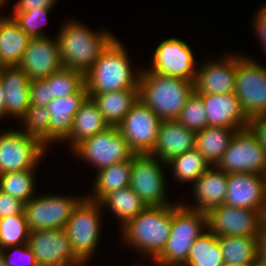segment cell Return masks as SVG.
Wrapping results in <instances>:
<instances>
[{"label": "cell", "mask_w": 266, "mask_h": 266, "mask_svg": "<svg viewBox=\"0 0 266 266\" xmlns=\"http://www.w3.org/2000/svg\"><path fill=\"white\" fill-rule=\"evenodd\" d=\"M8 0H0V8H2V6H5V3L7 4Z\"/></svg>", "instance_id": "cell-50"}, {"label": "cell", "mask_w": 266, "mask_h": 266, "mask_svg": "<svg viewBox=\"0 0 266 266\" xmlns=\"http://www.w3.org/2000/svg\"><path fill=\"white\" fill-rule=\"evenodd\" d=\"M224 204L235 208L266 210V174H228Z\"/></svg>", "instance_id": "cell-18"}, {"label": "cell", "mask_w": 266, "mask_h": 266, "mask_svg": "<svg viewBox=\"0 0 266 266\" xmlns=\"http://www.w3.org/2000/svg\"><path fill=\"white\" fill-rule=\"evenodd\" d=\"M88 97L84 84L76 93L60 98H54L46 109L50 113V144L62 142L71 132L73 118L81 104Z\"/></svg>", "instance_id": "cell-24"}, {"label": "cell", "mask_w": 266, "mask_h": 266, "mask_svg": "<svg viewBox=\"0 0 266 266\" xmlns=\"http://www.w3.org/2000/svg\"><path fill=\"white\" fill-rule=\"evenodd\" d=\"M193 92L194 81L163 76L141 69L139 99L162 121L177 120Z\"/></svg>", "instance_id": "cell-4"}, {"label": "cell", "mask_w": 266, "mask_h": 266, "mask_svg": "<svg viewBox=\"0 0 266 266\" xmlns=\"http://www.w3.org/2000/svg\"><path fill=\"white\" fill-rule=\"evenodd\" d=\"M47 149L20 129L0 131V174L35 170Z\"/></svg>", "instance_id": "cell-11"}, {"label": "cell", "mask_w": 266, "mask_h": 266, "mask_svg": "<svg viewBox=\"0 0 266 266\" xmlns=\"http://www.w3.org/2000/svg\"><path fill=\"white\" fill-rule=\"evenodd\" d=\"M252 22L255 29L254 31H256L255 33L260 39V44H262V48L266 52V3L258 9Z\"/></svg>", "instance_id": "cell-43"}, {"label": "cell", "mask_w": 266, "mask_h": 266, "mask_svg": "<svg viewBox=\"0 0 266 266\" xmlns=\"http://www.w3.org/2000/svg\"><path fill=\"white\" fill-rule=\"evenodd\" d=\"M24 202L0 190V219L24 212Z\"/></svg>", "instance_id": "cell-42"}, {"label": "cell", "mask_w": 266, "mask_h": 266, "mask_svg": "<svg viewBox=\"0 0 266 266\" xmlns=\"http://www.w3.org/2000/svg\"><path fill=\"white\" fill-rule=\"evenodd\" d=\"M32 80L45 79L63 68L57 37L31 38L18 64Z\"/></svg>", "instance_id": "cell-17"}, {"label": "cell", "mask_w": 266, "mask_h": 266, "mask_svg": "<svg viewBox=\"0 0 266 266\" xmlns=\"http://www.w3.org/2000/svg\"><path fill=\"white\" fill-rule=\"evenodd\" d=\"M261 236L218 237L225 262L250 266L258 260V245Z\"/></svg>", "instance_id": "cell-30"}, {"label": "cell", "mask_w": 266, "mask_h": 266, "mask_svg": "<svg viewBox=\"0 0 266 266\" xmlns=\"http://www.w3.org/2000/svg\"><path fill=\"white\" fill-rule=\"evenodd\" d=\"M213 60L209 62L207 60L197 69L194 92L196 94L233 93L236 82L237 55H227L225 58Z\"/></svg>", "instance_id": "cell-19"}, {"label": "cell", "mask_w": 266, "mask_h": 266, "mask_svg": "<svg viewBox=\"0 0 266 266\" xmlns=\"http://www.w3.org/2000/svg\"><path fill=\"white\" fill-rule=\"evenodd\" d=\"M177 121L185 128L199 132L208 126L207 112L202 98L195 92L187 99Z\"/></svg>", "instance_id": "cell-38"}, {"label": "cell", "mask_w": 266, "mask_h": 266, "mask_svg": "<svg viewBox=\"0 0 266 266\" xmlns=\"http://www.w3.org/2000/svg\"><path fill=\"white\" fill-rule=\"evenodd\" d=\"M184 204H172L171 233L165 249L153 260L155 264L184 265L192 244L207 230L206 213Z\"/></svg>", "instance_id": "cell-5"}, {"label": "cell", "mask_w": 266, "mask_h": 266, "mask_svg": "<svg viewBox=\"0 0 266 266\" xmlns=\"http://www.w3.org/2000/svg\"><path fill=\"white\" fill-rule=\"evenodd\" d=\"M172 223V204L147 206L121 227V238L143 255L155 260L165 249Z\"/></svg>", "instance_id": "cell-2"}, {"label": "cell", "mask_w": 266, "mask_h": 266, "mask_svg": "<svg viewBox=\"0 0 266 266\" xmlns=\"http://www.w3.org/2000/svg\"><path fill=\"white\" fill-rule=\"evenodd\" d=\"M250 266H265L259 260L253 262Z\"/></svg>", "instance_id": "cell-48"}, {"label": "cell", "mask_w": 266, "mask_h": 266, "mask_svg": "<svg viewBox=\"0 0 266 266\" xmlns=\"http://www.w3.org/2000/svg\"><path fill=\"white\" fill-rule=\"evenodd\" d=\"M11 249L13 250L12 252H7L9 250L11 251ZM13 254L15 257L19 256L17 261L16 258L12 257ZM0 255L7 266H39L36 257L28 244L0 249Z\"/></svg>", "instance_id": "cell-40"}, {"label": "cell", "mask_w": 266, "mask_h": 266, "mask_svg": "<svg viewBox=\"0 0 266 266\" xmlns=\"http://www.w3.org/2000/svg\"><path fill=\"white\" fill-rule=\"evenodd\" d=\"M166 164L173 169L175 180L182 183H193L210 167V164L195 148L172 158Z\"/></svg>", "instance_id": "cell-33"}, {"label": "cell", "mask_w": 266, "mask_h": 266, "mask_svg": "<svg viewBox=\"0 0 266 266\" xmlns=\"http://www.w3.org/2000/svg\"><path fill=\"white\" fill-rule=\"evenodd\" d=\"M152 56L148 72L194 81L197 73L194 53L183 40L174 37L163 40Z\"/></svg>", "instance_id": "cell-15"}, {"label": "cell", "mask_w": 266, "mask_h": 266, "mask_svg": "<svg viewBox=\"0 0 266 266\" xmlns=\"http://www.w3.org/2000/svg\"><path fill=\"white\" fill-rule=\"evenodd\" d=\"M0 79L5 91L6 116L20 120L30 107L31 79L18 66H2Z\"/></svg>", "instance_id": "cell-22"}, {"label": "cell", "mask_w": 266, "mask_h": 266, "mask_svg": "<svg viewBox=\"0 0 266 266\" xmlns=\"http://www.w3.org/2000/svg\"><path fill=\"white\" fill-rule=\"evenodd\" d=\"M108 127L110 126L105 121L97 104L91 97H87L74 115L71 132L63 142L68 141L70 148L73 149L84 139L92 137Z\"/></svg>", "instance_id": "cell-25"}, {"label": "cell", "mask_w": 266, "mask_h": 266, "mask_svg": "<svg viewBox=\"0 0 266 266\" xmlns=\"http://www.w3.org/2000/svg\"><path fill=\"white\" fill-rule=\"evenodd\" d=\"M53 98L46 79L32 80L30 84V105L47 106Z\"/></svg>", "instance_id": "cell-41"}, {"label": "cell", "mask_w": 266, "mask_h": 266, "mask_svg": "<svg viewBox=\"0 0 266 266\" xmlns=\"http://www.w3.org/2000/svg\"><path fill=\"white\" fill-rule=\"evenodd\" d=\"M258 260L266 266V232H264L259 241Z\"/></svg>", "instance_id": "cell-46"}, {"label": "cell", "mask_w": 266, "mask_h": 266, "mask_svg": "<svg viewBox=\"0 0 266 266\" xmlns=\"http://www.w3.org/2000/svg\"><path fill=\"white\" fill-rule=\"evenodd\" d=\"M228 174L216 166H210L201 176L193 182V196L195 205L184 206L207 213L210 209L224 204L227 194Z\"/></svg>", "instance_id": "cell-23"}, {"label": "cell", "mask_w": 266, "mask_h": 266, "mask_svg": "<svg viewBox=\"0 0 266 266\" xmlns=\"http://www.w3.org/2000/svg\"><path fill=\"white\" fill-rule=\"evenodd\" d=\"M64 195H38L24 204V216L30 231L63 229L74 208L83 199Z\"/></svg>", "instance_id": "cell-13"}, {"label": "cell", "mask_w": 266, "mask_h": 266, "mask_svg": "<svg viewBox=\"0 0 266 266\" xmlns=\"http://www.w3.org/2000/svg\"><path fill=\"white\" fill-rule=\"evenodd\" d=\"M114 38L109 31L95 32L77 20H68L57 37L63 67L85 75Z\"/></svg>", "instance_id": "cell-3"}, {"label": "cell", "mask_w": 266, "mask_h": 266, "mask_svg": "<svg viewBox=\"0 0 266 266\" xmlns=\"http://www.w3.org/2000/svg\"><path fill=\"white\" fill-rule=\"evenodd\" d=\"M207 112L208 126L237 130L248 127L249 119L235 94H198Z\"/></svg>", "instance_id": "cell-20"}, {"label": "cell", "mask_w": 266, "mask_h": 266, "mask_svg": "<svg viewBox=\"0 0 266 266\" xmlns=\"http://www.w3.org/2000/svg\"><path fill=\"white\" fill-rule=\"evenodd\" d=\"M45 79L53 99L72 95L85 84V75L82 72L65 67Z\"/></svg>", "instance_id": "cell-36"}, {"label": "cell", "mask_w": 266, "mask_h": 266, "mask_svg": "<svg viewBox=\"0 0 266 266\" xmlns=\"http://www.w3.org/2000/svg\"><path fill=\"white\" fill-rule=\"evenodd\" d=\"M216 167L227 174H266V151L249 127L235 131Z\"/></svg>", "instance_id": "cell-8"}, {"label": "cell", "mask_w": 266, "mask_h": 266, "mask_svg": "<svg viewBox=\"0 0 266 266\" xmlns=\"http://www.w3.org/2000/svg\"><path fill=\"white\" fill-rule=\"evenodd\" d=\"M28 246L39 266H82L73 253L65 229L30 231Z\"/></svg>", "instance_id": "cell-16"}, {"label": "cell", "mask_w": 266, "mask_h": 266, "mask_svg": "<svg viewBox=\"0 0 266 266\" xmlns=\"http://www.w3.org/2000/svg\"><path fill=\"white\" fill-rule=\"evenodd\" d=\"M225 260L218 237L208 229L192 244L185 266H222Z\"/></svg>", "instance_id": "cell-32"}, {"label": "cell", "mask_w": 266, "mask_h": 266, "mask_svg": "<svg viewBox=\"0 0 266 266\" xmlns=\"http://www.w3.org/2000/svg\"><path fill=\"white\" fill-rule=\"evenodd\" d=\"M222 266H241V265L229 263V262H224V264Z\"/></svg>", "instance_id": "cell-49"}, {"label": "cell", "mask_w": 266, "mask_h": 266, "mask_svg": "<svg viewBox=\"0 0 266 266\" xmlns=\"http://www.w3.org/2000/svg\"><path fill=\"white\" fill-rule=\"evenodd\" d=\"M6 116V109H5V91L0 79V119Z\"/></svg>", "instance_id": "cell-47"}, {"label": "cell", "mask_w": 266, "mask_h": 266, "mask_svg": "<svg viewBox=\"0 0 266 266\" xmlns=\"http://www.w3.org/2000/svg\"><path fill=\"white\" fill-rule=\"evenodd\" d=\"M50 113L45 106L30 105L20 119L24 126L23 133L38 139L47 148L50 144ZM26 127V128H25Z\"/></svg>", "instance_id": "cell-35"}, {"label": "cell", "mask_w": 266, "mask_h": 266, "mask_svg": "<svg viewBox=\"0 0 266 266\" xmlns=\"http://www.w3.org/2000/svg\"><path fill=\"white\" fill-rule=\"evenodd\" d=\"M264 229H266V211H265V214H264Z\"/></svg>", "instance_id": "cell-53"}, {"label": "cell", "mask_w": 266, "mask_h": 266, "mask_svg": "<svg viewBox=\"0 0 266 266\" xmlns=\"http://www.w3.org/2000/svg\"><path fill=\"white\" fill-rule=\"evenodd\" d=\"M162 120L141 100L133 105L117 126L135 154H149Z\"/></svg>", "instance_id": "cell-14"}, {"label": "cell", "mask_w": 266, "mask_h": 266, "mask_svg": "<svg viewBox=\"0 0 266 266\" xmlns=\"http://www.w3.org/2000/svg\"><path fill=\"white\" fill-rule=\"evenodd\" d=\"M100 202L86 196L74 208L64 227L74 255L86 264L95 253L101 235L102 216Z\"/></svg>", "instance_id": "cell-6"}, {"label": "cell", "mask_w": 266, "mask_h": 266, "mask_svg": "<svg viewBox=\"0 0 266 266\" xmlns=\"http://www.w3.org/2000/svg\"><path fill=\"white\" fill-rule=\"evenodd\" d=\"M235 129L207 126L196 132L195 149L205 158L210 166H216L229 146Z\"/></svg>", "instance_id": "cell-28"}, {"label": "cell", "mask_w": 266, "mask_h": 266, "mask_svg": "<svg viewBox=\"0 0 266 266\" xmlns=\"http://www.w3.org/2000/svg\"><path fill=\"white\" fill-rule=\"evenodd\" d=\"M57 0H18L13 12H27L36 8L54 7Z\"/></svg>", "instance_id": "cell-45"}, {"label": "cell", "mask_w": 266, "mask_h": 266, "mask_svg": "<svg viewBox=\"0 0 266 266\" xmlns=\"http://www.w3.org/2000/svg\"><path fill=\"white\" fill-rule=\"evenodd\" d=\"M235 94L248 119L266 114V68L247 56H238Z\"/></svg>", "instance_id": "cell-12"}, {"label": "cell", "mask_w": 266, "mask_h": 266, "mask_svg": "<svg viewBox=\"0 0 266 266\" xmlns=\"http://www.w3.org/2000/svg\"><path fill=\"white\" fill-rule=\"evenodd\" d=\"M29 234L24 212L0 219V249L28 244Z\"/></svg>", "instance_id": "cell-37"}, {"label": "cell", "mask_w": 266, "mask_h": 266, "mask_svg": "<svg viewBox=\"0 0 266 266\" xmlns=\"http://www.w3.org/2000/svg\"><path fill=\"white\" fill-rule=\"evenodd\" d=\"M132 162L133 157L96 171L94 192L86 197L99 202L110 191L129 187Z\"/></svg>", "instance_id": "cell-29"}, {"label": "cell", "mask_w": 266, "mask_h": 266, "mask_svg": "<svg viewBox=\"0 0 266 266\" xmlns=\"http://www.w3.org/2000/svg\"><path fill=\"white\" fill-rule=\"evenodd\" d=\"M265 211L222 204L206 213L207 229L217 237L262 236Z\"/></svg>", "instance_id": "cell-10"}, {"label": "cell", "mask_w": 266, "mask_h": 266, "mask_svg": "<svg viewBox=\"0 0 266 266\" xmlns=\"http://www.w3.org/2000/svg\"><path fill=\"white\" fill-rule=\"evenodd\" d=\"M99 202L102 207H108L110 212L118 217L120 227L124 226L130 219L136 217L147 207L130 187L112 190Z\"/></svg>", "instance_id": "cell-31"}, {"label": "cell", "mask_w": 266, "mask_h": 266, "mask_svg": "<svg viewBox=\"0 0 266 266\" xmlns=\"http://www.w3.org/2000/svg\"><path fill=\"white\" fill-rule=\"evenodd\" d=\"M77 157L102 170L118 162L131 159L135 153L121 135L117 126H110L86 138L71 149Z\"/></svg>", "instance_id": "cell-7"}, {"label": "cell", "mask_w": 266, "mask_h": 266, "mask_svg": "<svg viewBox=\"0 0 266 266\" xmlns=\"http://www.w3.org/2000/svg\"><path fill=\"white\" fill-rule=\"evenodd\" d=\"M97 104L109 126H118L139 99V89H124L101 94H88Z\"/></svg>", "instance_id": "cell-27"}, {"label": "cell", "mask_w": 266, "mask_h": 266, "mask_svg": "<svg viewBox=\"0 0 266 266\" xmlns=\"http://www.w3.org/2000/svg\"><path fill=\"white\" fill-rule=\"evenodd\" d=\"M157 266H185V265H164L161 263H157Z\"/></svg>", "instance_id": "cell-52"}, {"label": "cell", "mask_w": 266, "mask_h": 266, "mask_svg": "<svg viewBox=\"0 0 266 266\" xmlns=\"http://www.w3.org/2000/svg\"><path fill=\"white\" fill-rule=\"evenodd\" d=\"M196 132L185 128L177 120L162 121L155 145L149 155L167 163L172 158L195 148Z\"/></svg>", "instance_id": "cell-21"}, {"label": "cell", "mask_w": 266, "mask_h": 266, "mask_svg": "<svg viewBox=\"0 0 266 266\" xmlns=\"http://www.w3.org/2000/svg\"><path fill=\"white\" fill-rule=\"evenodd\" d=\"M30 39L12 17L0 16L1 65L18 66Z\"/></svg>", "instance_id": "cell-26"}, {"label": "cell", "mask_w": 266, "mask_h": 266, "mask_svg": "<svg viewBox=\"0 0 266 266\" xmlns=\"http://www.w3.org/2000/svg\"><path fill=\"white\" fill-rule=\"evenodd\" d=\"M53 7L36 8L27 12H13L11 17L19 27L31 38L47 37L41 31Z\"/></svg>", "instance_id": "cell-39"}, {"label": "cell", "mask_w": 266, "mask_h": 266, "mask_svg": "<svg viewBox=\"0 0 266 266\" xmlns=\"http://www.w3.org/2000/svg\"><path fill=\"white\" fill-rule=\"evenodd\" d=\"M248 127L255 134L260 145L266 151V114L255 116L249 120Z\"/></svg>", "instance_id": "cell-44"}, {"label": "cell", "mask_w": 266, "mask_h": 266, "mask_svg": "<svg viewBox=\"0 0 266 266\" xmlns=\"http://www.w3.org/2000/svg\"><path fill=\"white\" fill-rule=\"evenodd\" d=\"M167 164L149 154H135L130 173L129 187L146 206H164L167 201L164 166Z\"/></svg>", "instance_id": "cell-9"}, {"label": "cell", "mask_w": 266, "mask_h": 266, "mask_svg": "<svg viewBox=\"0 0 266 266\" xmlns=\"http://www.w3.org/2000/svg\"><path fill=\"white\" fill-rule=\"evenodd\" d=\"M34 171L24 170L0 174V190L24 203L28 202L36 195L34 193L36 190Z\"/></svg>", "instance_id": "cell-34"}, {"label": "cell", "mask_w": 266, "mask_h": 266, "mask_svg": "<svg viewBox=\"0 0 266 266\" xmlns=\"http://www.w3.org/2000/svg\"><path fill=\"white\" fill-rule=\"evenodd\" d=\"M0 266H7L4 262V259L2 258V256L0 255Z\"/></svg>", "instance_id": "cell-51"}, {"label": "cell", "mask_w": 266, "mask_h": 266, "mask_svg": "<svg viewBox=\"0 0 266 266\" xmlns=\"http://www.w3.org/2000/svg\"><path fill=\"white\" fill-rule=\"evenodd\" d=\"M128 52L115 37L85 74L88 94L139 89L141 69L134 74Z\"/></svg>", "instance_id": "cell-1"}]
</instances>
